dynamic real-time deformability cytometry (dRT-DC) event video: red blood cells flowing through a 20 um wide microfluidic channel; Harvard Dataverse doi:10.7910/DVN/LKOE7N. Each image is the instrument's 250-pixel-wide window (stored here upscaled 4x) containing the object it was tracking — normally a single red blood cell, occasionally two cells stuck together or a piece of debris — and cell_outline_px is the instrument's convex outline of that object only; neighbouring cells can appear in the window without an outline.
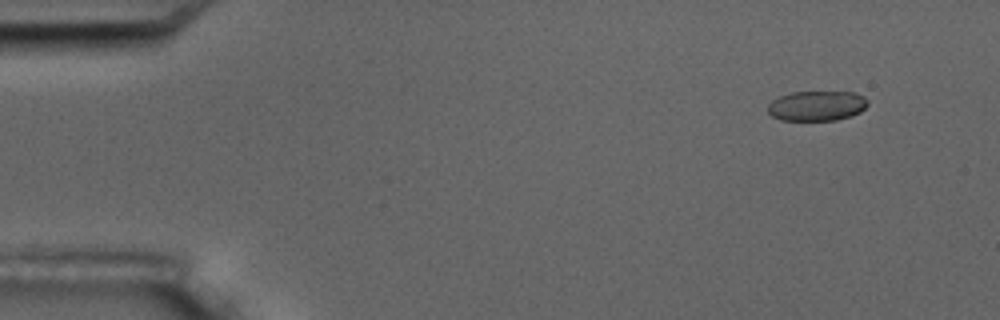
{"species": "common noctule bat (a hibernating species)", "species_latin": "Nyctalus noctula", "temperature_condition": "room temperature", "stored_images_in_passage": 8, "camera_frame_rate_fps": 3000, "um_per_image_px": 0.085, "animal": {"sex": "male", "body_mass_g": 17.5, "forearm_length_mm": 52.3}, "frame": {"image": 1, "passage_image": 1, "time_ms": 0.0, "image_size_px": [1000, 320], "cell_outline_px": [[868, 104], [860, 112], [852, 116], [836, 120], [780, 120], [772, 116], [768, 112], [768, 104], [772, 100], [780, 96], [792, 92], [852, 92], [864, 96], [868, 100]], "centroid_in_image_um": [69.43, 9.0], "position_along_channel_um": 15.6, "area_um2": 17.51}}
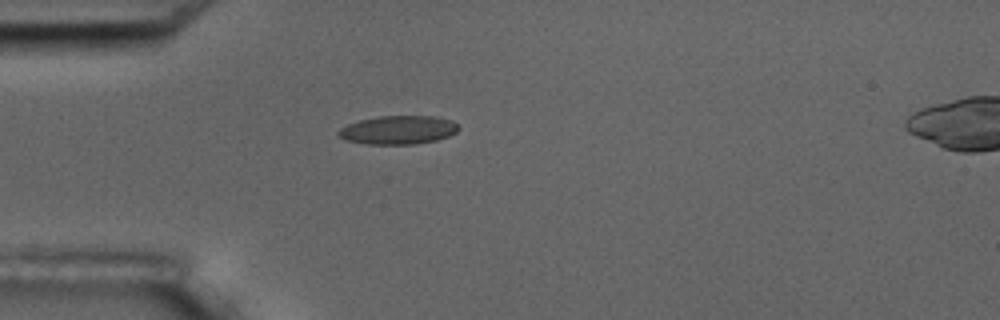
{"frame": {"image": 2, "passage_image": 4, "time_ms": 3.667, "image_size_px": [1000, 320], "cell_outline_px": [[460, 128], [456, 132], [448, 136], [436, 140], [412, 144], [368, 144], [344, 140], [336, 132], [340, 128], [348, 124], [360, 120], [380, 116], [432, 116], [452, 120]], "centroid_in_image_um": [33.83, 11.04], "position_along_channel_um": 51.2, "area_um2": 19.88}}
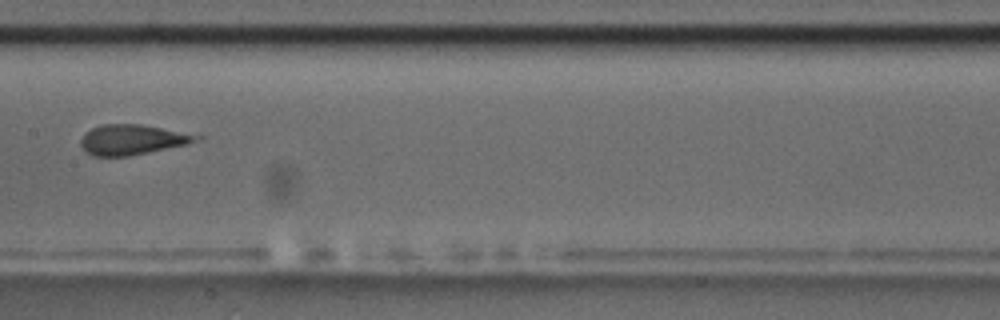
{"frame": {"image": 3, "passage_image": 8, "time_ms": 8.0, "image_size_px": [1000, 320], "cell_outline_px": [[204, 136], [184, 144], [128, 156], [92, 156], [80, 144], [80, 140], [84, 132], [100, 124], [140, 124]], "centroid_in_image_um": [11.14, 11.85], "position_along_channel_um": 196.3, "area_um2": 19.83}}